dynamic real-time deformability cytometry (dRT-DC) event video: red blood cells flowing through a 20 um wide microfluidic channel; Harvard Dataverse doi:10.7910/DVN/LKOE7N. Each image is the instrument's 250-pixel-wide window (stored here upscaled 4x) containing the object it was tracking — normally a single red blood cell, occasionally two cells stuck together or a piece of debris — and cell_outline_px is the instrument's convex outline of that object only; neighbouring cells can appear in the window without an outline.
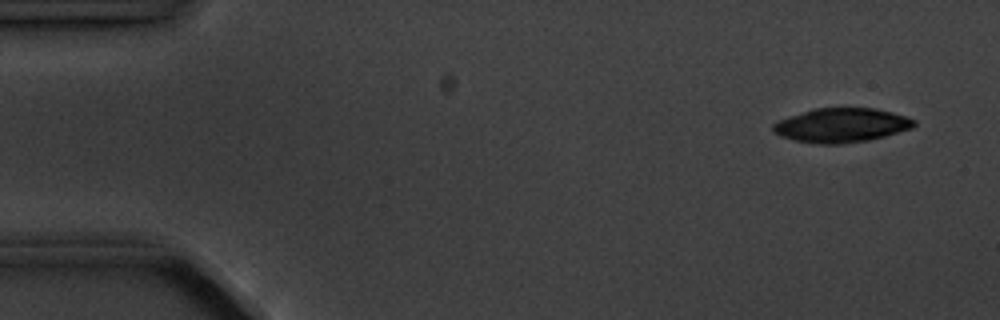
{"species": "common noctule bat (a hibernating species)", "species_latin": "Nyctalus noctula", "temperature_condition": "cold", "stored_images_in_passage": 14, "camera_frame_rate_fps": 3000, "um_per_image_px": 0.085, "animal": {"sex": "male", "body_mass_g": 20.1, "forearm_length_mm": 53.5}, "frame": {"image": 1, "passage_image": 1, "time_ms": 0.0, "image_size_px": [1000, 320], "cell_outline_px": [[916, 124], [912, 128], [884, 136], [868, 140], [840, 144], [820, 144], [792, 140], [780, 136], [772, 132], [772, 124], [776, 120], [816, 108], [876, 108], [892, 112], [916, 120]], "centroid_in_image_um": [71.48, 10.65], "position_along_channel_um": 13.5, "area_um2": 28.15}}